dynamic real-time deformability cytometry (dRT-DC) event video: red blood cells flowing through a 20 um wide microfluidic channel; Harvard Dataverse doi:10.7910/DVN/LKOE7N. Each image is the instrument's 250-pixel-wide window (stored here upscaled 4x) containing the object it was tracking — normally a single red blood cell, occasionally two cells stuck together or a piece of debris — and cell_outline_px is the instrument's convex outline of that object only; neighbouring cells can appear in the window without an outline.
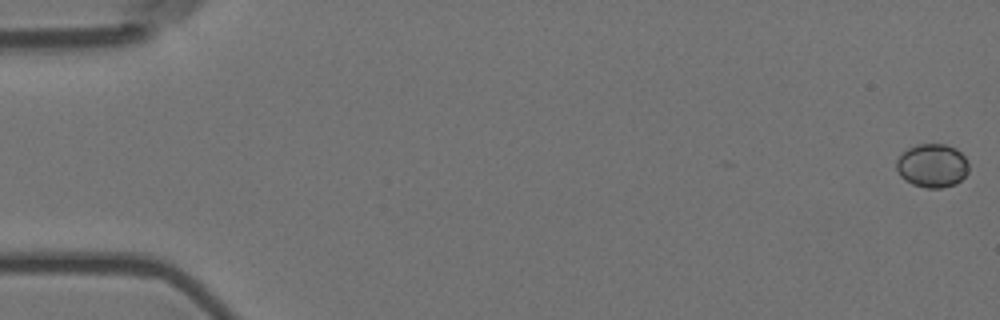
{"species": "Egyptian fruit bat (a non-hibernating species)", "species_latin": "Rousettus aegyptiacus", "temperature_condition": "room temperature", "stored_images_in_passage": 3, "camera_frame_rate_fps": 3000, "um_per_image_px": 0.085, "animal": {"sex": "female"}, "frame": {"image": 1, "passage_image": 1, "time_ms": 0.0, "image_size_px": [1000, 320], "cell_outline_px": [[968, 172], [956, 184], [944, 188], [928, 188], [912, 184], [904, 180], [900, 176], [896, 168], [896, 160], [908, 148], [916, 144], [944, 144], [956, 148], [968, 160]], "centroid_in_image_um": [79.24, 14.08], "position_along_channel_um": 5.8, "area_um2": 18.5}}